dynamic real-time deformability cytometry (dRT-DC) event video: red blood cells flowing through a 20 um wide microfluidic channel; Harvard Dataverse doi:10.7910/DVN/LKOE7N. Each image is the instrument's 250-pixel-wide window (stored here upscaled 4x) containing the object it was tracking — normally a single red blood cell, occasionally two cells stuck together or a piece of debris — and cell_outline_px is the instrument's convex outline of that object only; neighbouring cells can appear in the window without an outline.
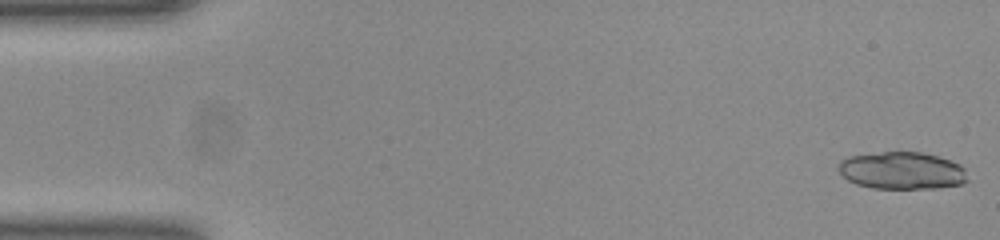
{"species": "common noctule bat (a hibernating species)", "species_latin": "Nyctalus noctula", "temperature_condition": "room temperature", "stored_images_in_passage": 32, "camera_frame_rate_fps": 3000, "um_per_image_px": 0.085, "animal": {"sex": "female", "body_mass_g": 23.0, "forearm_length_mm": 53.4}, "frame": {"image": 1, "passage_image": 1, "time_ms": 0.0, "image_size_px": [1000, 240], "cell_outline_px": [[968, 180], [964, 184], [936, 188], [872, 188], [856, 184], [848, 180], [840, 172], [840, 160], [848, 156], [884, 152], [920, 152], [936, 156], [960, 164], [964, 168]], "centroid_in_image_um": [76.69, 14.51], "position_along_channel_um": 8.3, "area_um2": 27.92}}